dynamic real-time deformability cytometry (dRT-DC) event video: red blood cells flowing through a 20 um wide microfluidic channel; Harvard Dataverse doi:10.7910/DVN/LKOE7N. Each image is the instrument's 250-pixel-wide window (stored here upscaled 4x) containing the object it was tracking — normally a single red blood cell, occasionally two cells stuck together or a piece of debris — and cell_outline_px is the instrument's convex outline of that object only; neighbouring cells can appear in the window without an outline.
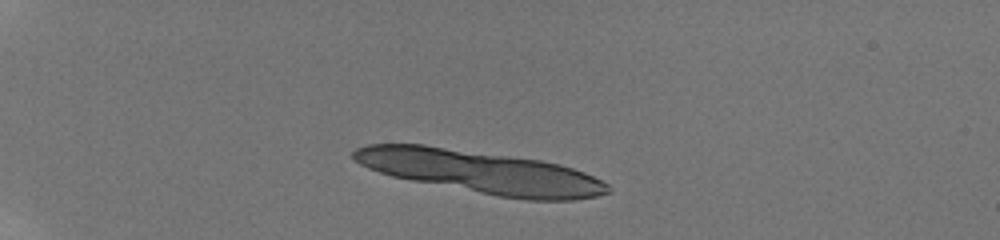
{"species": "human", "species_latin": "Homo sapiens", "temperature_condition": "room temperature", "stored_images_in_passage": 13, "camera_frame_rate_fps": 3000, "um_per_image_px": 0.085, "donor": {"sex": "male"}, "frame": {"image": 1, "passage_image": 1, "time_ms": 0.0, "image_size_px": [1000, 240], "cell_outline_px": [[612, 192], [596, 196], [572, 200], [528, 200], [500, 196], [412, 180], [392, 176], [368, 168], [352, 160], [352, 152], [356, 148], [368, 144], [424, 144], [540, 160], [560, 164], [584, 172], [608, 184]], "centroid_in_image_um": [40.86, 14.6], "position_along_channel_um": 44.1, "area_um2": 62.94}}
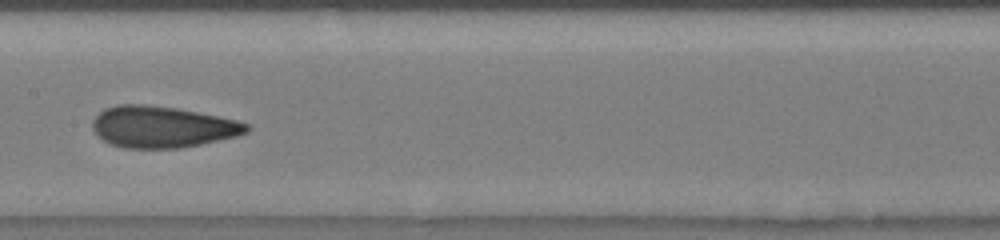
{"frame": {"image": 2, "passage_image": 10, "time_ms": 6.0, "image_size_px": [1000, 240], "cell_outline_px": [[252, 128], [248, 132], [236, 136], [200, 144], [180, 148], [124, 148], [108, 144], [92, 128], [92, 120], [104, 108], [116, 104], [144, 104], [176, 108], [236, 120], [248, 124]], "centroid_in_image_um": [13.77, 10.78], "position_along_channel_um": 193.6, "area_um2": 37.11}}
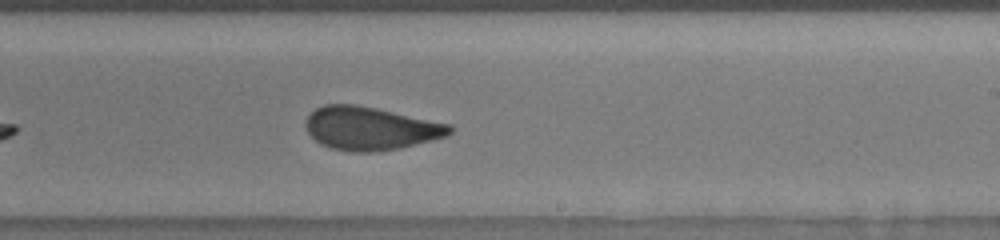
{"frame": {"image": 3, "passage_image": 13, "time_ms": 7.667, "image_size_px": [1000, 240], "cell_outline_px": [[452, 132], [448, 136], [400, 148], [372, 152], [356, 152], [328, 148], [320, 144], [308, 132], [304, 124], [304, 120], [316, 108], [324, 104], [356, 104], [376, 108], [452, 124]], "centroid_in_image_um": [31.48, 10.91], "position_along_channel_um": 257.5, "area_um2": 36.41}}